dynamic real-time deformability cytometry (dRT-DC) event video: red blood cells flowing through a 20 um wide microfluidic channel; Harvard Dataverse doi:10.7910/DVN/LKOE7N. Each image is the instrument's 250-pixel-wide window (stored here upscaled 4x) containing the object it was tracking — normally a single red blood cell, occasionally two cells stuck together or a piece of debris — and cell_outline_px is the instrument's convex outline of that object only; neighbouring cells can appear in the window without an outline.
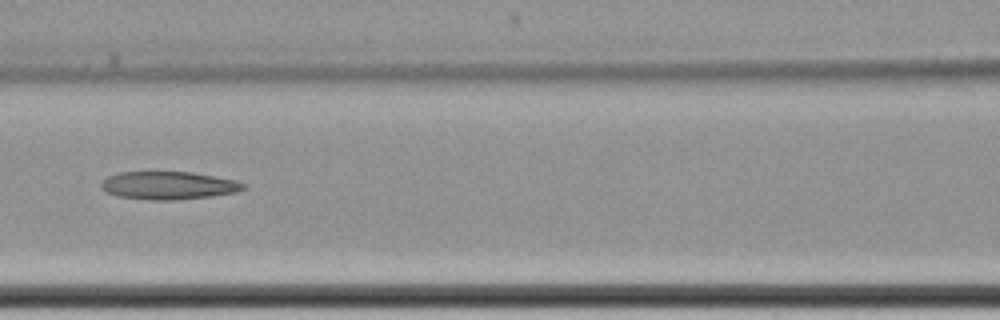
{"species": "common noctule bat (a hibernating species)", "species_latin": "Nyctalus noctula", "temperature_condition": "cold", "stored_images_in_passage": 11, "camera_frame_rate_fps": 3000, "um_per_image_px": 0.085, "animal": {"sex": "female", "body_mass_g": 22.7, "forearm_length_mm": 54.2}, "frame": {"image": 1, "passage_image": 10, "time_ms": 11.667, "image_size_px": [1000, 320], "cell_outline_px": [[248, 188], [236, 192], [212, 196], [172, 200], [152, 200], [116, 196], [104, 192], [100, 188], [100, 184], [108, 176], [116, 172], [192, 172], [216, 176], [236, 180], [248, 184]], "centroid_in_image_um": [14.33, 15.76], "position_along_channel_um": 152.3, "area_um2": 23.47}}
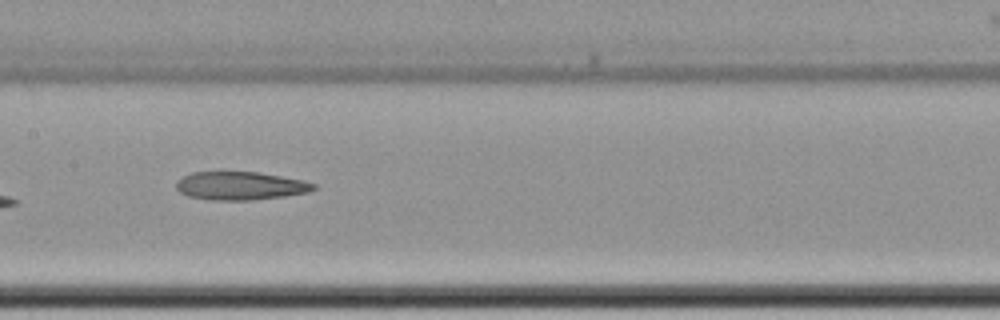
{"frame": {"image": 2, "passage_image": 11, "time_ms": 12.667, "image_size_px": [1000, 320], "cell_outline_px": [[316, 188], [308, 192], [284, 196], [252, 200], [212, 200], [188, 196], [180, 192], [176, 188], [176, 180], [192, 172], [220, 168], [256, 172], [304, 180], [316, 184]], "centroid_in_image_um": [20.36, 15.74], "position_along_channel_um": 187.0, "area_um2": 23.47}}